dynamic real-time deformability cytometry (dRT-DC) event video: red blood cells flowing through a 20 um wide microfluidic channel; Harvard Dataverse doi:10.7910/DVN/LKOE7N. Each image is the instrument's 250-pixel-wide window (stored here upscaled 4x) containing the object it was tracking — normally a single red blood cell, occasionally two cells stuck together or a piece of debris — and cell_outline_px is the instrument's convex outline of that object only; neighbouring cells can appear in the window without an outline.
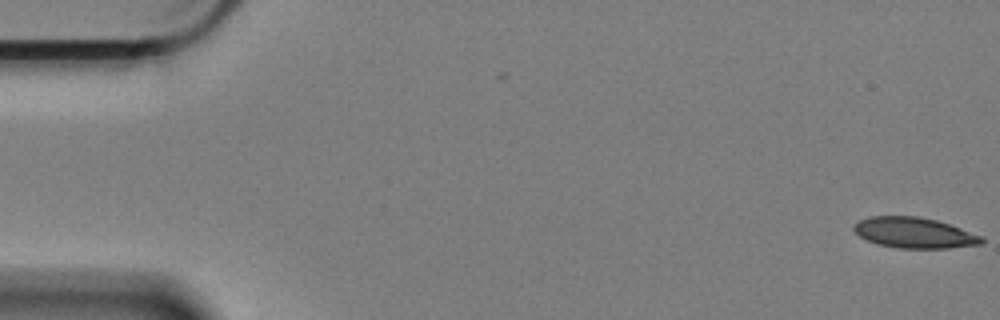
{"species": "Egyptian fruit bat (a non-hibernating species)", "species_latin": "Rousettus aegyptiacus", "temperature_condition": "cold", "stored_images_in_passage": 37, "camera_frame_rate_fps": 3000, "um_per_image_px": 0.085, "animal": {"sex": "female"}, "frame": {"image": 1, "passage_image": 1, "time_ms": 0.0, "image_size_px": [1000, 320], "cell_outline_px": [[984, 244], [948, 248], [900, 248], [876, 244], [860, 236], [852, 228], [852, 224], [868, 216], [920, 216], [936, 220], [984, 236]], "centroid_in_image_um": [77.72, 19.78], "position_along_channel_um": 7.3, "area_um2": 22.95}}
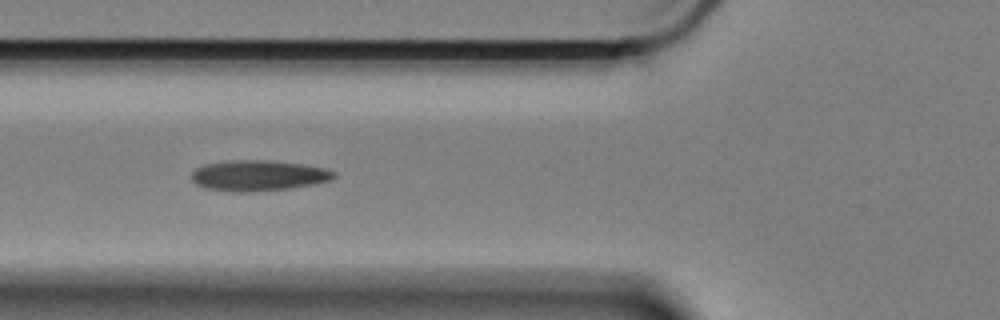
{"frame": {"image": 2, "passage_image": 22, "time_ms": 7.0, "image_size_px": [1000, 320], "cell_outline_px": [[336, 176], [332, 180], [312, 184], [288, 188], [252, 192], [236, 192], [208, 188], [196, 184], [192, 180], [192, 172], [196, 168], [204, 164], [228, 160], [272, 160], [304, 164], [324, 168], [336, 172]], "centroid_in_image_um": [21.97, 14.91], "position_along_channel_um": 103.8, "area_um2": 25.49}}
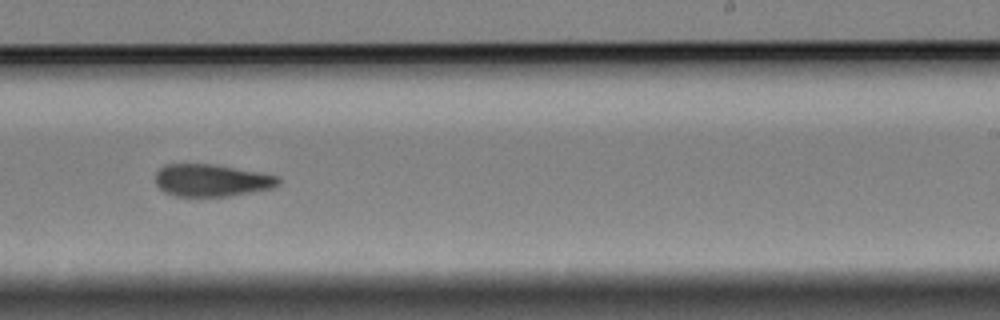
{"frame": {"image": 3, "passage_image": 37, "time_ms": 12.0, "image_size_px": [1000, 320], "cell_outline_px": [[280, 184], [272, 188], [228, 196], [176, 196], [164, 192], [156, 184], [156, 172], [164, 164], [212, 164], [260, 172], [280, 176]], "centroid_in_image_um": [17.99, 15.32], "position_along_channel_um": 271.0, "area_um2": 23.12}}